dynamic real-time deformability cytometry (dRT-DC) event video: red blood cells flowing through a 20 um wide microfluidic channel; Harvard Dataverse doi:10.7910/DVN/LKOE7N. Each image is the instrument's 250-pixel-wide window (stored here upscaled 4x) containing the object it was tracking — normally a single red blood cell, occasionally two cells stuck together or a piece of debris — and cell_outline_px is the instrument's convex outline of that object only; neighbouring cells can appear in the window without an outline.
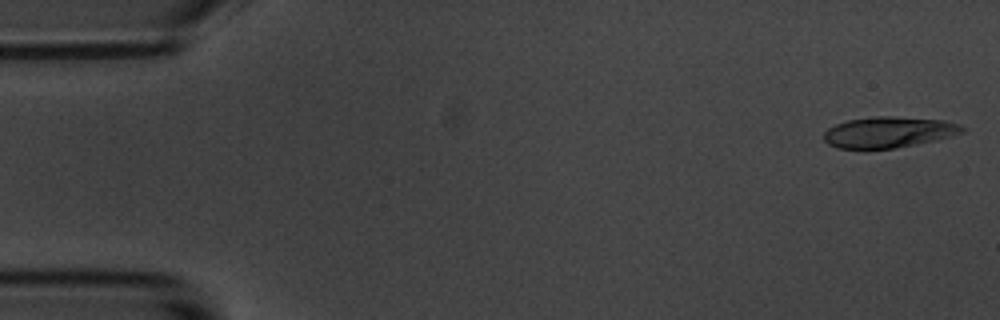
{"species": "common noctule bat (a hibernating species)", "species_latin": "Nyctalus noctula", "temperature_condition": "room temperature", "stored_images_in_passage": 54, "camera_frame_rate_fps": 3000, "um_per_image_px": 0.085, "animal": {"sex": "male", "body_mass_g": 20.1, "forearm_length_mm": 53.5}, "frame": {"image": 1, "passage_image": 1, "time_ms": 0.0, "image_size_px": [1000, 320], "cell_outline_px": [[964, 132], [936, 140], [916, 144], [892, 148], [864, 152], [836, 148], [828, 144], [824, 140], [824, 132], [828, 128], [836, 124], [848, 120], [876, 116], [892, 116], [944, 120], [960, 124], [964, 128]], "centroid_in_image_um": [75.47, 11.27], "position_along_channel_um": 9.5, "area_um2": 25.61}}
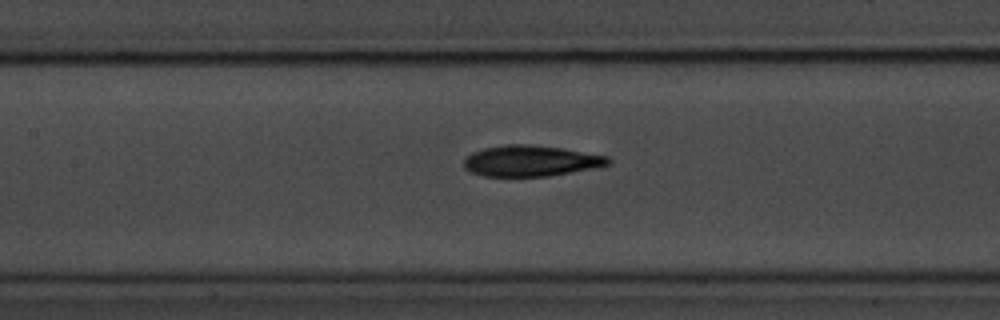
{"frame": {"image": 2, "passage_image": 24, "time_ms": 7.667, "image_size_px": [1000, 320], "cell_outline_px": [[612, 164], [592, 168], [548, 176], [484, 176], [472, 172], [464, 168], [464, 160], [472, 152], [484, 148], [504, 144], [528, 144], [564, 148], [608, 156], [612, 160]], "centroid_in_image_um": [45.14, 13.66], "position_along_channel_um": 162.3, "area_um2": 26.01}}
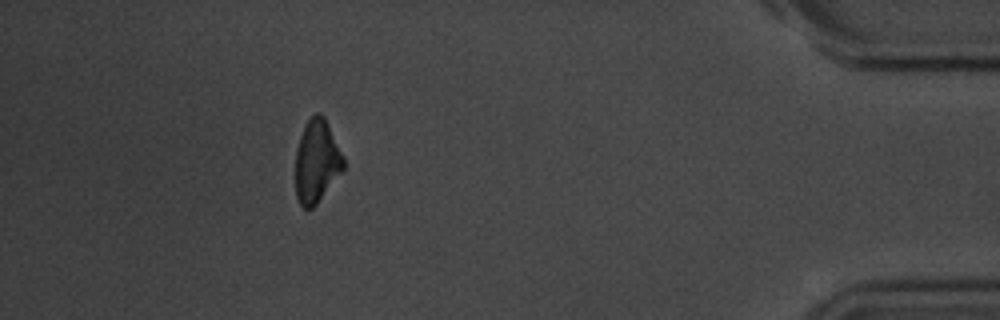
{"frame": {"image": 3, "passage_image": 49, "time_ms": 16.0, "image_size_px": [1000, 320], "cell_outline_px": [[344, 168], [316, 204], [312, 208], [304, 208], [300, 204], [296, 196], [296, 148], [300, 136], [308, 120], [316, 112], [320, 112], [324, 116], [344, 156]], "centroid_in_image_um": [26.92, 13.69], "position_along_channel_um": 408.3, "area_um2": 22.95}, "authors_computed_cell_mechanics": {"area_um2": 25.3742, "velocity_mm_per_s": 3.6112, "shape_relaxation_time_tau1_ms": 3.2498, "shape_relaxation_time_tau2_ms": 10.5114, "deformation_change_tau1": 0.1245, "deformation_change_tau2": 0.1731}}